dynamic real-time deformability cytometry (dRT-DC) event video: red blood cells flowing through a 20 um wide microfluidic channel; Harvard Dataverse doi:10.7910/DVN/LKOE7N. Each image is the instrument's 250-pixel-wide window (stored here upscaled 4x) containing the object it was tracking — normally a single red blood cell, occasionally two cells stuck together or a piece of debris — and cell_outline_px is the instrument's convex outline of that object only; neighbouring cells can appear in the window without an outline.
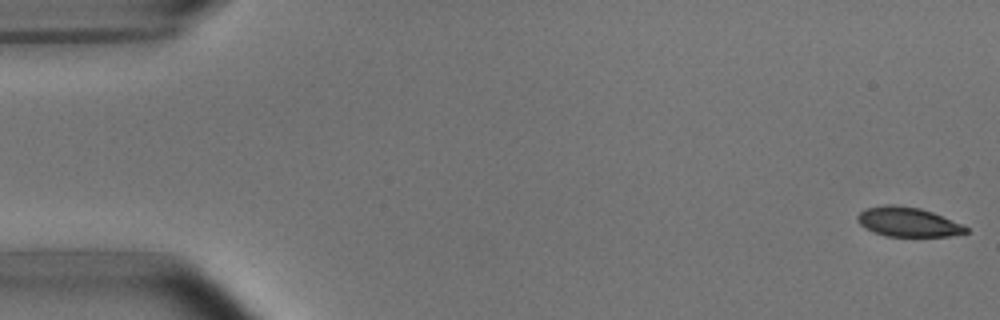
{"species": "common noctule bat (a hibernating species)", "species_latin": "Nyctalus noctula", "temperature_condition": "room temperature", "stored_images_in_passage": 6, "camera_frame_rate_fps": 3000, "um_per_image_px": 0.085, "animal": {"sex": "male", "body_mass_g": 15.6}, "frame": {"image": 1, "passage_image": 1, "time_ms": 0.0, "image_size_px": [1000, 320], "cell_outline_px": [[968, 232], [948, 236], [888, 236], [864, 228], [856, 220], [856, 216], [860, 212], [868, 208], [884, 204], [892, 204], [920, 208], [932, 212], [960, 224], [968, 228]], "centroid_in_image_um": [77.13, 18.86], "position_along_channel_um": 7.9, "area_um2": 18.32}}